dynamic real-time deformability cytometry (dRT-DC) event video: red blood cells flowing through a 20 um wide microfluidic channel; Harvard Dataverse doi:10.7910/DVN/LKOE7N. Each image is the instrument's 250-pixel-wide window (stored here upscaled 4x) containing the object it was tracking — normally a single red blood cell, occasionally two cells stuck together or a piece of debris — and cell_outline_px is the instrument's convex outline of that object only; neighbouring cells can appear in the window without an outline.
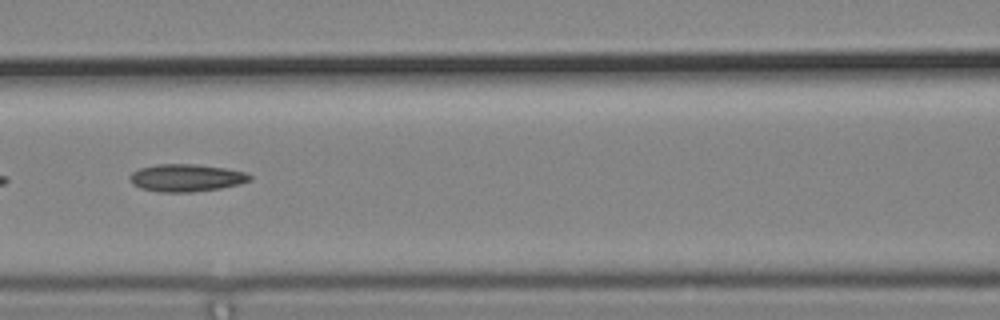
{"species": "common noctule bat (a hibernating species)", "species_latin": "Nyctalus noctula", "temperature_condition": "cold", "stored_images_in_passage": 55, "camera_frame_rate_fps": 3000, "um_per_image_px": 0.085, "animal": {"sex": "male", "body_mass_g": 19.2, "forearm_length_mm": 51.8}, "frame": {"image": 1, "passage_image": 25, "time_ms": 8.0, "image_size_px": [1000, 320], "cell_outline_px": [[252, 180], [240, 184], [220, 188], [192, 192], [160, 192], [140, 188], [132, 184], [128, 176], [132, 172], [140, 168], [156, 164], [196, 164], [224, 168], [248, 172], [252, 176]], "centroid_in_image_um": [15.84, 15.11], "position_along_channel_um": 150.8, "area_um2": 19.36}}
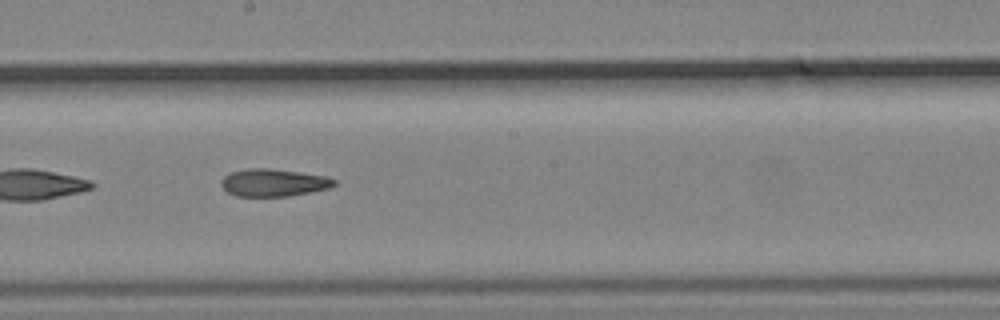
{"frame": {"image": 2, "passage_image": 31, "time_ms": 10.0, "image_size_px": [1000, 320], "cell_outline_px": [[336, 184], [328, 188], [312, 192], [288, 196], [236, 196], [228, 192], [220, 184], [220, 180], [224, 176], [232, 172], [248, 168], [268, 168], [300, 172], [324, 176], [336, 180]], "centroid_in_image_um": [23.24, 15.52], "position_along_channel_um": 225.0, "area_um2": 18.03}}
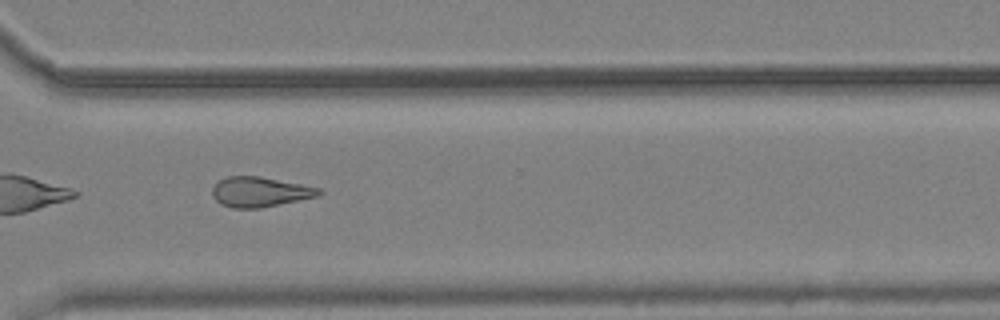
{"frame": {"image": 3, "passage_image": 41, "time_ms": 13.333, "image_size_px": [1000, 320], "cell_outline_px": [[324, 192], [316, 196], [260, 208], [232, 208], [220, 204], [212, 196], [212, 188], [220, 180], [228, 176], [260, 176], [320, 188]], "centroid_in_image_um": [22.06, 16.31], "position_along_channel_um": 348.5, "area_um2": 18.44}}